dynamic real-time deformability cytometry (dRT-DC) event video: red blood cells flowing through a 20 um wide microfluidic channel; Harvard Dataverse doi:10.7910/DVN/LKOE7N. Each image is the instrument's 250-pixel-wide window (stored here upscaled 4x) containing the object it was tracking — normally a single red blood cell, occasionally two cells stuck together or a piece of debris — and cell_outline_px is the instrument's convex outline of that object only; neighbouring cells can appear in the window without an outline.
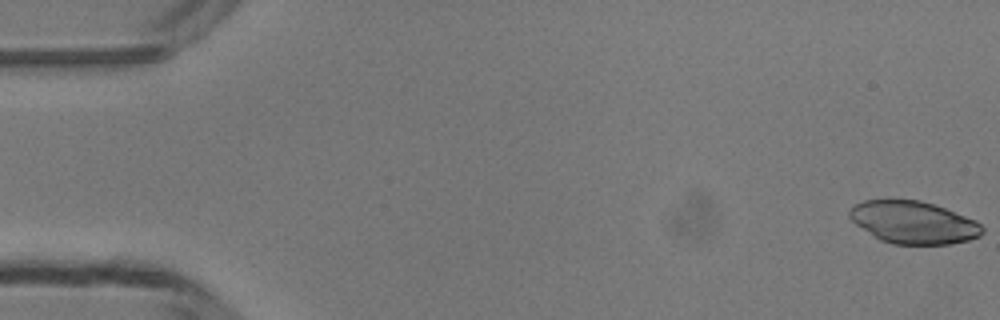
{"species": "common noctule bat (a hibernating species)", "species_latin": "Nyctalus noctula", "temperature_condition": "room temperature", "stored_images_in_passage": 49, "camera_frame_rate_fps": 3000, "um_per_image_px": 0.085, "animal": {"sex": "male", "body_mass_g": 13.3}, "frame": {"image": 1, "passage_image": 1, "time_ms": 0.0, "image_size_px": [1000, 320], "cell_outline_px": [[984, 232], [980, 236], [968, 240], [948, 244], [892, 244], [880, 240], [856, 224], [848, 216], [848, 212], [856, 204], [864, 200], [888, 196], [920, 200], [944, 208], [976, 220], [984, 228]], "centroid_in_image_um": [77.61, 18.86], "position_along_channel_um": 7.4, "area_um2": 33.41}}